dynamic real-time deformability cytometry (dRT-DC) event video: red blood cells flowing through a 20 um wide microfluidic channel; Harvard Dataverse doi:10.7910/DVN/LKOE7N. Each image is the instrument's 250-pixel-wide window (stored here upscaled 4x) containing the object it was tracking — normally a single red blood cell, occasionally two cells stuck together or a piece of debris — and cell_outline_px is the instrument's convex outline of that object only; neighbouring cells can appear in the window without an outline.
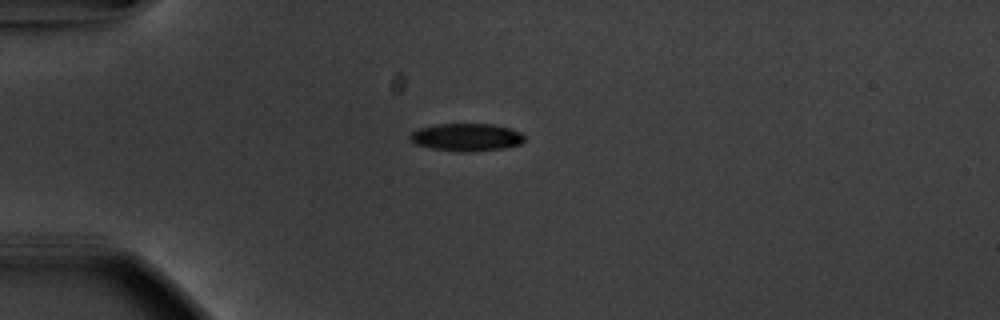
{"species": "common noctule bat (a hibernating species)", "species_latin": "Nyctalus noctula", "temperature_condition": "warm", "stored_images_in_passage": 41, "camera_frame_rate_fps": 3000, "um_per_image_px": 0.085, "animal": {"sex": "male", "body_mass_g": 20.1, "forearm_length_mm": 53.5}, "frame": {"image": 1, "passage_image": 1, "time_ms": 0.0, "image_size_px": [1000, 320], "cell_outline_px": [[524, 140], [520, 144], [504, 148], [472, 152], [464, 152], [432, 148], [416, 144], [408, 136], [416, 128], [436, 124], [492, 124], [508, 128], [520, 132], [524, 136]], "centroid_in_image_um": [39.63, 11.66], "position_along_channel_um": 45.4, "area_um2": 18.38}}
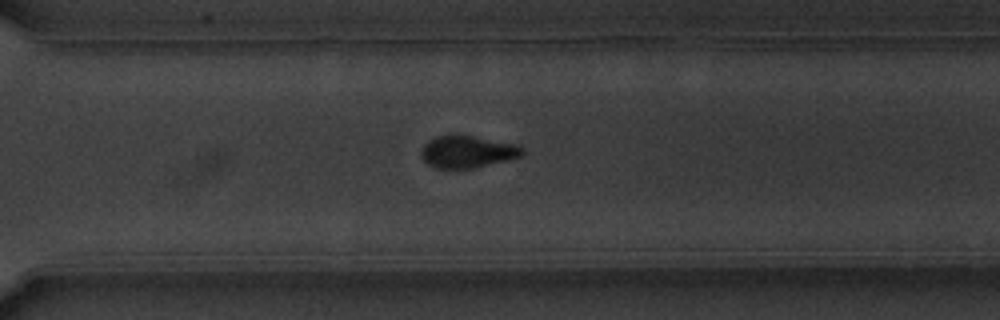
{"frame": {"image": 2, "passage_image": 26, "time_ms": 8.333, "image_size_px": [1000, 320], "cell_outline_px": [[524, 152], [520, 156], [508, 160], [472, 168], [436, 168], [428, 164], [420, 156], [420, 148], [428, 140], [436, 136], [472, 136], [516, 144], [524, 148]], "centroid_in_image_um": [39.7, 12.9], "position_along_channel_um": 330.9, "area_um2": 18.73}}
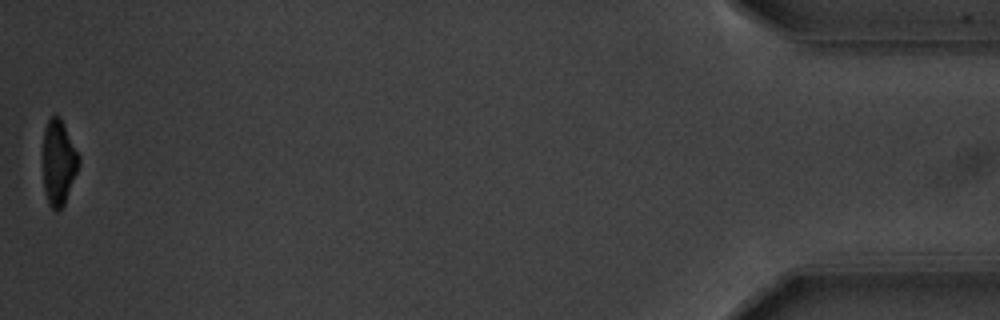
{"frame": {"image": 3, "passage_image": 41, "time_ms": 13.333, "image_size_px": [1000, 320], "cell_outline_px": [[80, 164], [64, 204], [56, 212], [48, 204], [44, 192], [44, 128], [48, 120], [52, 116], [60, 116], [80, 156]], "centroid_in_image_um": [4.99, 13.81], "position_along_channel_um": 430.2, "area_um2": 17.69}, "authors_computed_cell_mechanics": {"area_um2": 19.8832, "velocity_mm_per_s": 3.7234, "shape_relaxation_time_tau1_ms": 2.648, "shape_relaxation_time_tau2_ms": 3.1293, "deformation_change_tau1": 0.1464, "deformation_change_tau2": 0.0796}}